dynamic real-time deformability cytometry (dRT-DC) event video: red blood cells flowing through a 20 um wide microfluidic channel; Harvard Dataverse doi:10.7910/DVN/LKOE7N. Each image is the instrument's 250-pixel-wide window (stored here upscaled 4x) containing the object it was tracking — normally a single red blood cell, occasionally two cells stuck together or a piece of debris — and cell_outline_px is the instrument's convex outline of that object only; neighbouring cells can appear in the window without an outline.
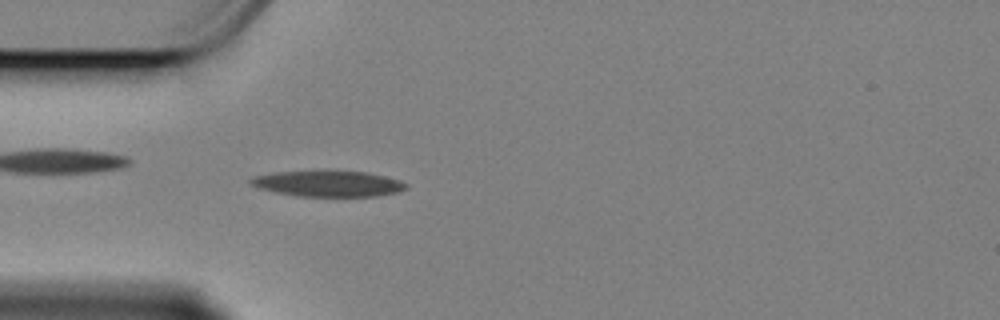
{"species": "Egyptian fruit bat (a non-hibernating species)", "species_latin": "Rousettus aegyptiacus", "temperature_condition": "cold", "stored_images_in_passage": 49, "camera_frame_rate_fps": 3000, "um_per_image_px": 0.085, "animal": {"sex": "female"}, "frame": {"image": 1, "passage_image": 12, "time_ms": 3.667, "image_size_px": [1000, 320], "cell_outline_px": [[408, 188], [396, 192], [376, 196], [296, 196], [276, 192], [260, 188], [252, 184], [248, 180], [256, 176], [276, 172], [368, 172], [400, 180], [408, 184]], "centroid_in_image_um": [27.94, 15.62], "position_along_channel_um": 57.1, "area_um2": 22.83}}
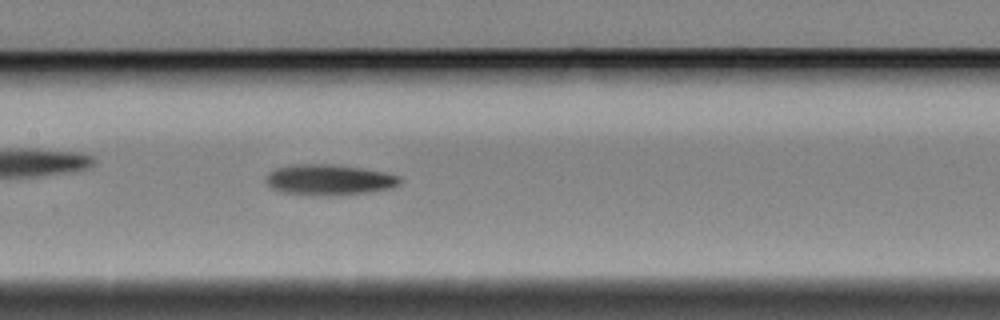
{"frame": {"image": 2, "passage_image": 23, "time_ms": 7.333, "image_size_px": [1000, 320], "cell_outline_px": [[400, 184], [392, 188], [368, 192], [328, 196], [312, 196], [280, 192], [272, 188], [268, 184], [268, 176], [276, 168], [300, 164], [332, 164], [360, 168], [384, 172], [400, 176]], "centroid_in_image_um": [28.01, 15.3], "position_along_channel_um": 179.4, "area_um2": 23.81}}
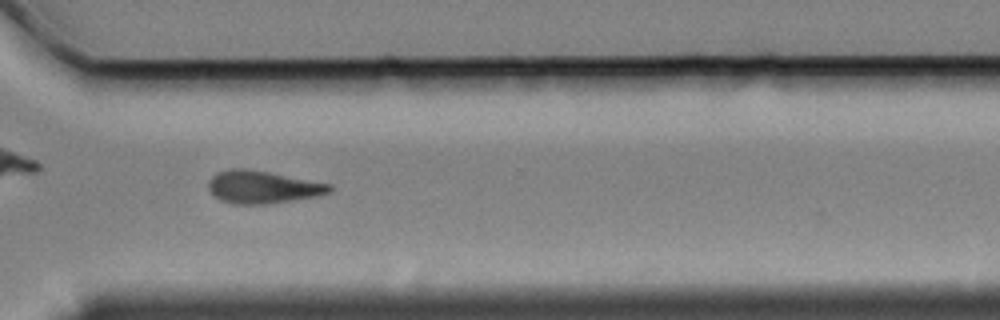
{"frame": {"image": 3, "passage_image": 38, "time_ms": 12.333, "image_size_px": [1000, 320], "cell_outline_px": [[332, 192], [316, 196], [268, 204], [232, 204], [220, 200], [208, 188], [208, 180], [212, 176], [220, 172], [232, 168], [244, 168], [268, 172], [332, 184]], "centroid_in_image_um": [22.33, 15.9], "position_along_channel_um": 348.3, "area_um2": 22.89}, "authors_computed_cell_mechanics": {"area_um2": 22.7732, "velocity_mm_per_s": 3.3831, "shape_relaxation_time_tau1_ms": 4.185, "shape_relaxation_time_tau2_ms": null, "deformation_change_tau1": 0.149, "deformation_change_tau2": null}}